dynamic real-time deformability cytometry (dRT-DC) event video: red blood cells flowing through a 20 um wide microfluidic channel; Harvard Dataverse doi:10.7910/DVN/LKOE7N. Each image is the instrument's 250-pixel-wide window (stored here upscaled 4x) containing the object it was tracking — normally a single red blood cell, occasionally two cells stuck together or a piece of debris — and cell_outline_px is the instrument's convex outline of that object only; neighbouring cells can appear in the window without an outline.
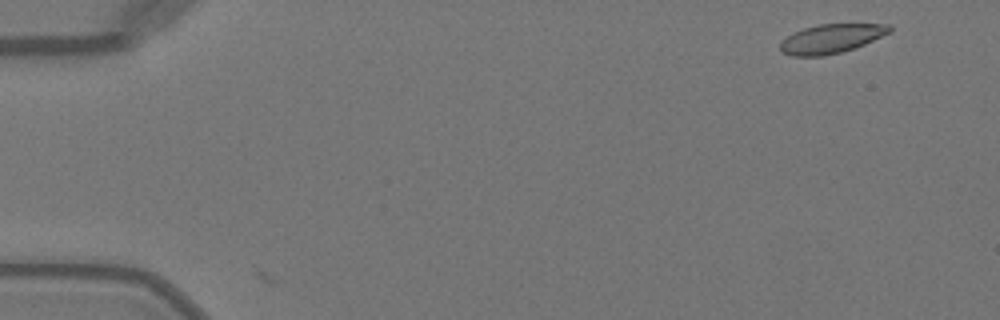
{"species": "Egyptian fruit bat (a non-hibernating species)", "species_latin": "Rousettus aegyptiacus", "temperature_condition": "warm", "stored_images_in_passage": 3, "camera_frame_rate_fps": 3000, "um_per_image_px": 0.085, "animal": {"sex": "female"}, "frame": {"image": 1, "passage_image": 2, "time_ms": 0.333, "image_size_px": [1000, 320], "cell_outline_px": [[892, 32], [864, 44], [840, 52], [824, 56], [792, 56], [780, 52], [780, 44], [788, 36], [804, 28], [820, 24], [888, 24], [892, 28]], "centroid_in_image_um": [70.67, 3.29], "position_along_channel_um": 14.3, "area_um2": 18.32}}